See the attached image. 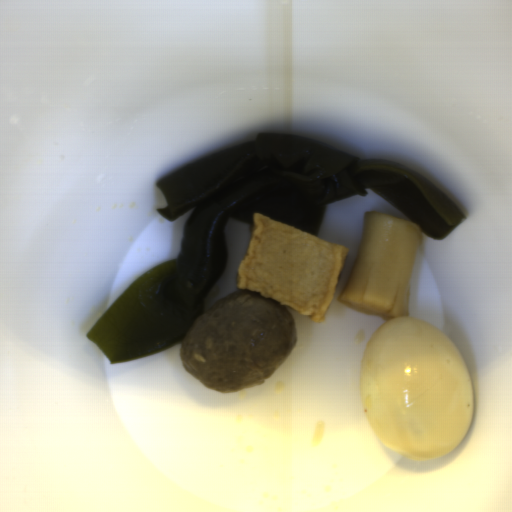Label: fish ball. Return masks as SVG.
Here are the masks:
<instances>
[{
  "mask_svg": "<svg viewBox=\"0 0 512 512\" xmlns=\"http://www.w3.org/2000/svg\"><path fill=\"white\" fill-rule=\"evenodd\" d=\"M348 255L345 245L253 213L236 285L323 323Z\"/></svg>",
  "mask_w": 512,
  "mask_h": 512,
  "instance_id": "1",
  "label": "fish ball"
}]
</instances>
